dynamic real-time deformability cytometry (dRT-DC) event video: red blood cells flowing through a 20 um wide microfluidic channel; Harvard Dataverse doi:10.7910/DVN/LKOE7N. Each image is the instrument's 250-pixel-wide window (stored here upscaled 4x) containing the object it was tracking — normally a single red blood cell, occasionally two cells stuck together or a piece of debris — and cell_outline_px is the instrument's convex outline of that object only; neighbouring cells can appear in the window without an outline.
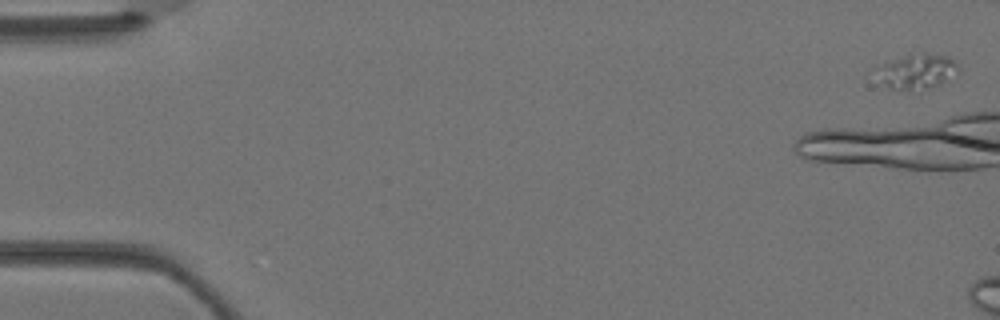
{"species": "Egyptian fruit bat (a non-hibernating species)", "species_latin": "Rousettus aegyptiacus", "temperature_condition": "warm", "stored_images_in_passage": 3, "camera_frame_rate_fps": 3000, "um_per_image_px": 0.085, "animal": {"sex": "female"}, "frame": {"image": 1, "passage_image": 1, "time_ms": 0.0, "image_size_px": [1000, 320], "cell_outline_px": [[960, 72], [948, 80], [940, 84], [928, 88], [908, 92], [892, 88], [884, 84], [868, 68], [876, 64], [908, 52], [924, 52], [948, 56], [956, 60], [960, 68]], "centroid_in_image_um": [77.85, 6.02], "position_along_channel_um": 7.2, "area_um2": 18.15}}